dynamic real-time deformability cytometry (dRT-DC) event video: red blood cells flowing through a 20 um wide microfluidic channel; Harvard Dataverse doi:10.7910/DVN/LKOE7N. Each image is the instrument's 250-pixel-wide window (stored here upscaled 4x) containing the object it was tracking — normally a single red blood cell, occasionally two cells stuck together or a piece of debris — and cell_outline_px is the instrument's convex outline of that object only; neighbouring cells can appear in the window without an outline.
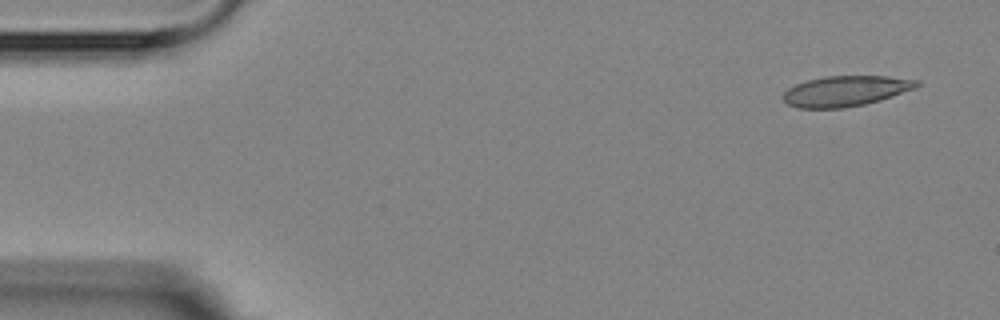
{"species": "Egyptian fruit bat (a non-hibernating species)", "species_latin": "Rousettus aegyptiacus", "temperature_condition": "room temperature", "stored_images_in_passage": 6, "camera_frame_rate_fps": 3000, "um_per_image_px": 0.085, "animal": {"sex": "female"}, "frame": {"image": 1, "passage_image": 1, "time_ms": 0.0, "image_size_px": [1000, 320], "cell_outline_px": [[920, 84], [916, 88], [880, 100], [864, 104], [844, 108], [796, 108], [788, 104], [780, 96], [788, 88], [796, 84], [808, 80], [824, 76], [888, 76], [920, 80]], "centroid_in_image_um": [71.87, 7.73], "position_along_channel_um": 13.1, "area_um2": 23.81}}
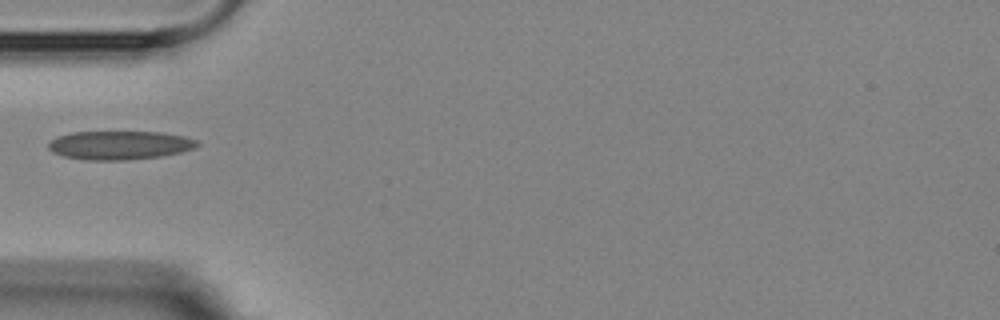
{"frame": {"image": 2, "passage_image": 5, "time_ms": 4.667, "image_size_px": [1000, 320], "cell_outline_px": [[200, 144], [196, 148], [180, 152], [160, 156], [128, 160], [84, 160], [64, 156], [52, 152], [48, 148], [48, 144], [56, 136], [72, 132], [160, 132], [184, 136], [196, 140]], "centroid_in_image_um": [10.16, 12.34], "position_along_channel_um": 74.8, "area_um2": 24.91}}
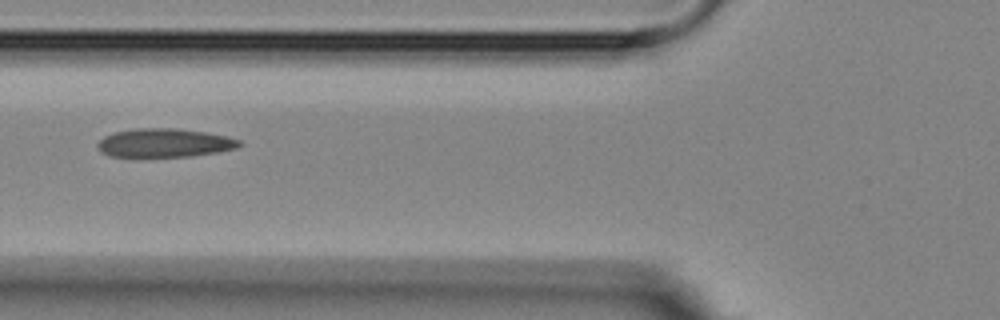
{"frame": {"image": 3, "passage_image": 6, "time_ms": 5.667, "image_size_px": [1000, 320], "cell_outline_px": [[244, 144], [236, 148], [216, 152], [192, 156], [112, 156], [100, 152], [96, 144], [104, 136], [116, 132], [136, 128], [176, 128], [204, 132], [228, 136], [240, 140]], "centroid_in_image_um": [14.0, 12.14], "position_along_channel_um": 111.8, "area_um2": 23.52}}